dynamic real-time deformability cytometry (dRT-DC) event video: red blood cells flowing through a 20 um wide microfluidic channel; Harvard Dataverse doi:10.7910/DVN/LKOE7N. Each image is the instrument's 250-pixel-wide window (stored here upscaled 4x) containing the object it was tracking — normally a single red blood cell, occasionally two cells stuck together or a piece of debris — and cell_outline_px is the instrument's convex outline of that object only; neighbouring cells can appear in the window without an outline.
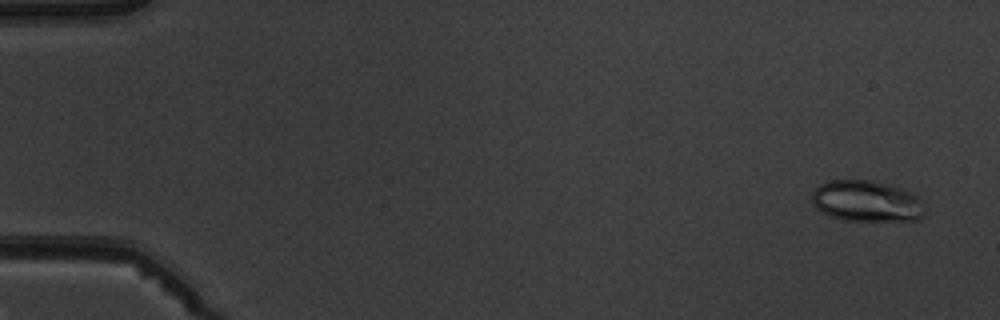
{"species": "common noctule bat (a hibernating species)", "species_latin": "Nyctalus noctula", "temperature_condition": "warm", "stored_images_in_passage": 5, "camera_frame_rate_fps": 3000, "um_per_image_px": 0.085, "animal": {"sex": "male", "body_mass_g": 19.5, "forearm_length_mm": 54.6}, "frame": {"image": 1, "passage_image": 1, "time_ms": 0.0, "image_size_px": [1000, 320], "cell_outline_px": [[924, 216], [920, 220], [844, 220], [828, 216], [820, 212], [812, 204], [812, 192], [820, 184], [832, 180], [872, 180], [892, 184], [912, 192], [920, 200], [924, 208]], "centroid_in_image_um": [73.66, 17.09], "position_along_channel_um": 11.3, "area_um2": 27.34}}